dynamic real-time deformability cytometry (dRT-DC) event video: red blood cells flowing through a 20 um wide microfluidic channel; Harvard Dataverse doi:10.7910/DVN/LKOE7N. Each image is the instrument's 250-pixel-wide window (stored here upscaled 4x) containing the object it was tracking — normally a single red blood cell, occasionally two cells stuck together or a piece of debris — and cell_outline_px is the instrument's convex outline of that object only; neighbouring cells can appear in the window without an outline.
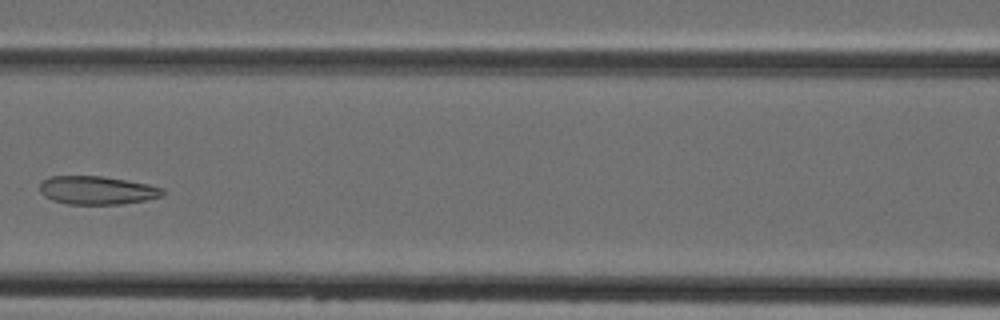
{"species": "Egyptian fruit bat (a non-hibernating species)", "species_latin": "Rousettus aegyptiacus", "temperature_condition": "cold", "stored_images_in_passage": 5, "camera_frame_rate_fps": 3000, "um_per_image_px": 0.085, "animal": {"sex": "female"}, "frame": {"image": 1, "passage_image": 4, "time_ms": 3.667, "image_size_px": [1000, 320], "cell_outline_px": [[164, 196], [124, 204], [68, 204], [52, 200], [44, 196], [40, 192], [40, 184], [44, 180], [52, 176], [104, 176], [148, 184], [164, 188]], "centroid_in_image_um": [8.27, 16.17], "position_along_channel_um": 158.3, "area_um2": 20.35}}
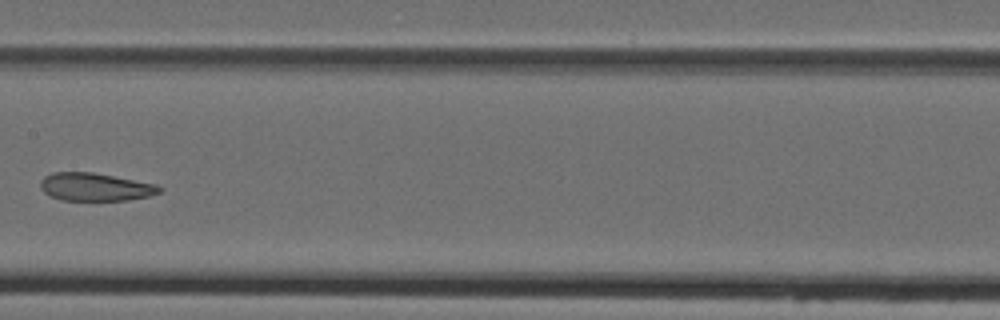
{"frame": {"image": 2, "passage_image": 5, "time_ms": 4.667, "image_size_px": [1000, 320], "cell_outline_px": [[164, 188], [160, 192], [148, 196], [128, 200], [60, 200], [44, 192], [40, 188], [40, 180], [44, 176], [52, 172], [92, 172], [156, 184]], "centroid_in_image_um": [8.08, 15.88], "position_along_channel_um": 199.3, "area_um2": 19.36}}